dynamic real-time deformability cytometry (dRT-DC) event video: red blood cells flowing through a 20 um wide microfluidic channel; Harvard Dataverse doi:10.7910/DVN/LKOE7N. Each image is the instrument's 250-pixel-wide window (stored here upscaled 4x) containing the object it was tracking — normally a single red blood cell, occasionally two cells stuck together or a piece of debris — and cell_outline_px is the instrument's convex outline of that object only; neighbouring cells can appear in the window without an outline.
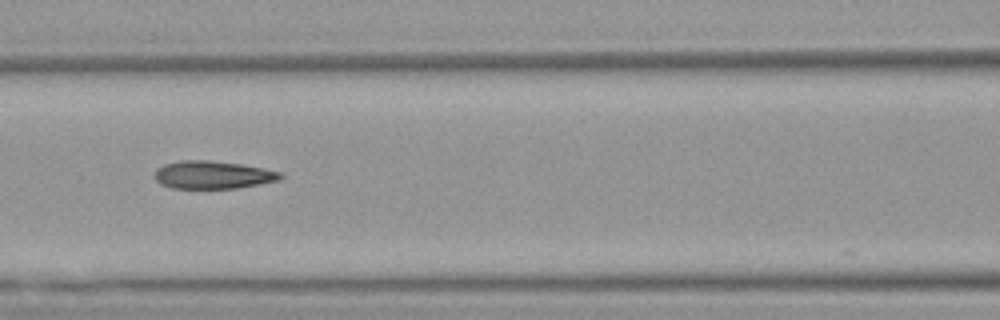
{"species": "Egyptian fruit bat (a non-hibernating species)", "species_latin": "Rousettus aegyptiacus", "temperature_condition": "warm", "stored_images_in_passage": 33, "camera_frame_rate_fps": 3000, "um_per_image_px": 0.085, "animal": {"sex": "female"}, "frame": {"image": 1, "passage_image": 7, "time_ms": 2.0, "image_size_px": [1000, 320], "cell_outline_px": [[284, 176], [280, 180], [236, 188], [172, 188], [160, 184], [152, 176], [156, 168], [164, 164], [180, 160], [208, 160], [240, 164], [264, 168], [284, 172]], "centroid_in_image_um": [18.07, 14.86], "position_along_channel_um": 148.5, "area_um2": 20.63}}
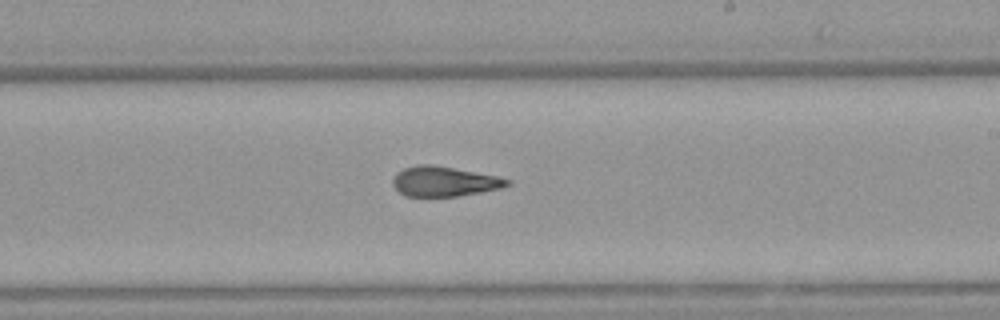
{"frame": {"image": 2, "passage_image": 15, "time_ms": 4.667, "image_size_px": [1000, 320], "cell_outline_px": [[512, 184], [500, 188], [480, 192], [456, 196], [404, 196], [392, 184], [392, 180], [396, 172], [404, 168], [420, 164], [432, 164], [500, 176], [512, 180]], "centroid_in_image_um": [37.78, 15.41], "position_along_channel_um": 251.2, "area_um2": 20.06}}
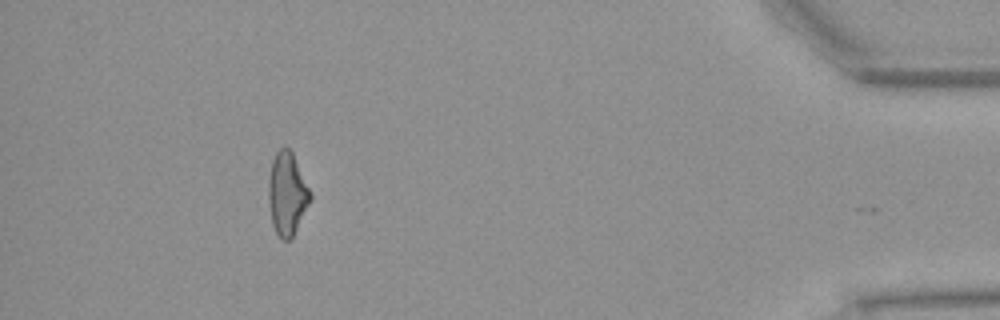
{"frame": {"image": 3, "passage_image": 32, "time_ms": 10.333, "image_size_px": [1000, 320], "cell_outline_px": [[312, 200], [292, 240], [280, 240], [272, 224], [268, 200], [268, 180], [272, 160], [276, 152], [280, 148], [288, 148], [292, 152], [312, 196]], "centroid_in_image_um": [24.4, 16.53], "position_along_channel_um": 410.8, "area_um2": 20.35}, "authors_computed_cell_mechanics": {"area_um2": 20.4612, "velocity_mm_per_s": 3.8718, "shape_relaxation_time_tau1_ms": null, "shape_relaxation_time_tau2_ms": 1.8117, "deformation_change_tau1": null, "deformation_change_tau2": 0.0811}}